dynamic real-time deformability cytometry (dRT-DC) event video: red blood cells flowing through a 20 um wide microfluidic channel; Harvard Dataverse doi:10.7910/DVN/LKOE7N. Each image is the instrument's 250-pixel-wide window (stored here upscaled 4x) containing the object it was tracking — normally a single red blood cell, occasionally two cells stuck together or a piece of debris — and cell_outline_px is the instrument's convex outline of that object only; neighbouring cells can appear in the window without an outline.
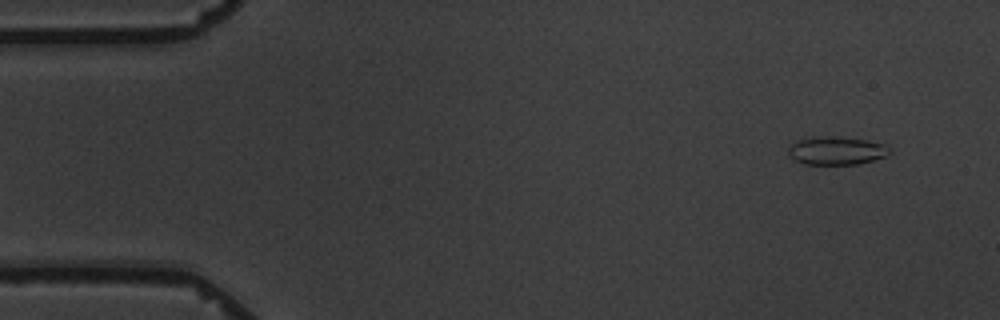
{"species": "common noctule bat (a hibernating species)", "species_latin": "Nyctalus noctula", "temperature_condition": "warm", "stored_images_in_passage": 5, "camera_frame_rate_fps": 3000, "um_per_image_px": 0.085, "animal": {"sex": "male", "body_mass_g": 19.5, "forearm_length_mm": 54.6}, "frame": {"image": 1, "passage_image": 1, "time_ms": 0.0, "image_size_px": [1000, 320], "cell_outline_px": [[892, 152], [888, 156], [856, 164], [804, 164], [792, 160], [788, 156], [788, 148], [792, 144], [800, 140], [820, 136], [840, 136], [864, 140], [884, 144]], "centroid_in_image_um": [71.08, 12.81], "position_along_channel_um": 13.9, "area_um2": 16.65}}
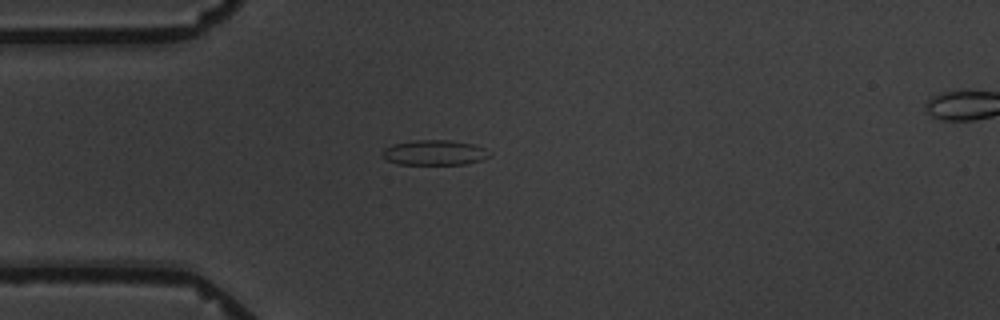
{"frame": {"image": 2, "passage_image": 4, "time_ms": 3.667, "image_size_px": [1000, 320], "cell_outline_px": [[492, 156], [468, 164], [396, 164], [380, 156], [384, 148], [392, 144], [416, 140], [452, 140], [472, 144], [484, 148], [492, 152]], "centroid_in_image_um": [36.94, 12.97], "position_along_channel_um": 48.1, "area_um2": 15.84}}